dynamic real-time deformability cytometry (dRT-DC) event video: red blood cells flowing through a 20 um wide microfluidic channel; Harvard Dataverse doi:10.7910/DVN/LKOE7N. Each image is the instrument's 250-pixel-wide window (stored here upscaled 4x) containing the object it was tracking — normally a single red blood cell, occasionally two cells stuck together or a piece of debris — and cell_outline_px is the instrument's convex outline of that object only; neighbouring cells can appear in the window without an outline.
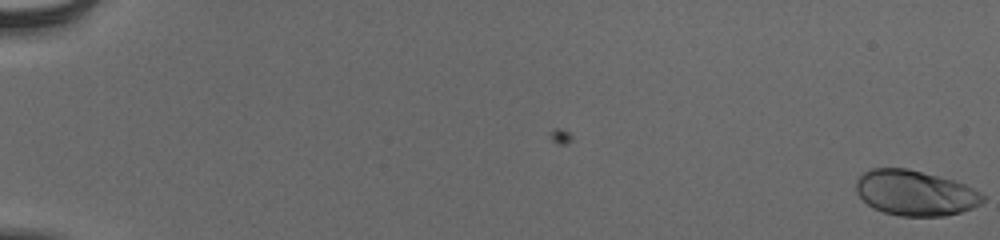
{"species": "human", "species_latin": "Homo sapiens", "temperature_condition": "cold", "stored_images_in_passage": 56, "camera_frame_rate_fps": 3000, "um_per_image_px": 0.085, "donor": {"sex": "male"}, "frame": {"image": 1, "passage_image": 1, "time_ms": 0.0, "image_size_px": [1000, 240], "cell_outline_px": [[984, 200], [980, 204], [972, 208], [960, 212], [944, 216], [900, 216], [884, 212], [868, 204], [860, 196], [856, 188], [856, 180], [864, 172], [872, 168], [908, 168], [952, 180], [964, 184], [980, 192], [984, 196]], "centroid_in_image_um": [77.79, 16.4], "position_along_channel_um": 7.2, "area_um2": 33.12}}
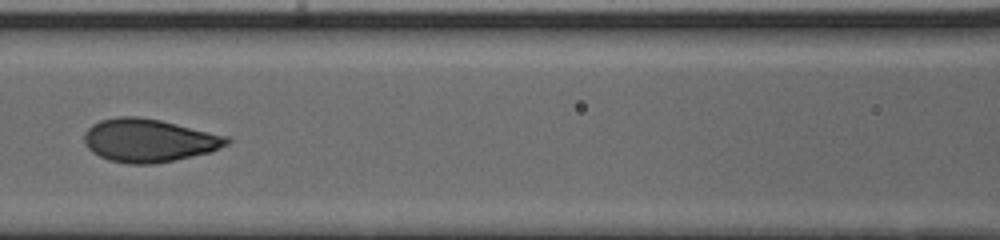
{"frame": {"image": 2, "passage_image": 29, "time_ms": 9.333, "image_size_px": [1000, 240], "cell_outline_px": [[232, 140], [228, 144], [208, 152], [156, 164], [128, 164], [108, 160], [92, 152], [84, 144], [84, 136], [88, 128], [92, 124], [100, 120], [116, 116], [136, 116], [160, 120], [228, 136]], "centroid_in_image_um": [12.62, 11.93], "position_along_channel_um": 154.0, "area_um2": 35.78}}
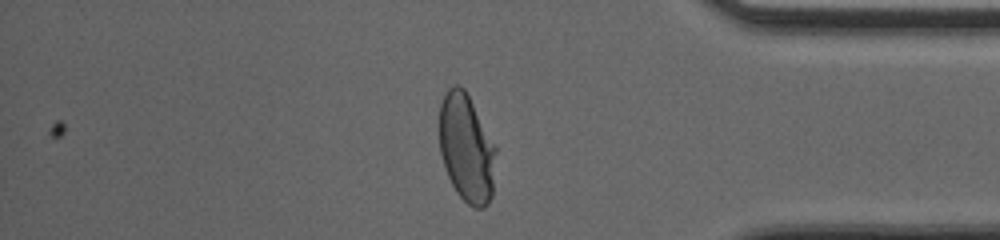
{"frame": {"image": 3, "passage_image": 49, "time_ms": 16.0, "image_size_px": [1000, 240], "cell_outline_px": [[496, 152], [492, 196], [488, 204], [484, 208], [476, 208], [468, 204], [456, 192], [448, 176], [440, 152], [440, 104], [444, 92], [452, 84], [460, 84], [464, 88], [496, 148]], "centroid_in_image_um": [39.64, 12.59], "position_along_channel_um": 395.6, "area_um2": 35.43}, "authors_computed_cell_mechanics": {"area_um2": 35.258, "velocity_mm_per_s": 3.8873, "shape_relaxation_time_tau1_ms": 4.5733, "shape_relaxation_time_tau2_ms": null, "deformation_change_tau1": 0.1815, "deformation_change_tau2": null}}